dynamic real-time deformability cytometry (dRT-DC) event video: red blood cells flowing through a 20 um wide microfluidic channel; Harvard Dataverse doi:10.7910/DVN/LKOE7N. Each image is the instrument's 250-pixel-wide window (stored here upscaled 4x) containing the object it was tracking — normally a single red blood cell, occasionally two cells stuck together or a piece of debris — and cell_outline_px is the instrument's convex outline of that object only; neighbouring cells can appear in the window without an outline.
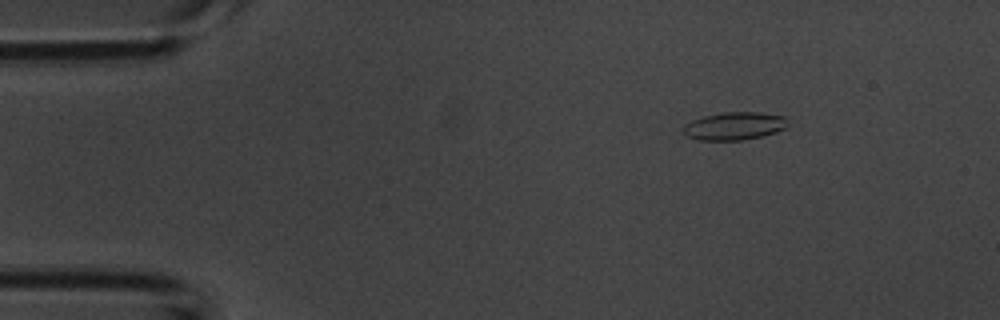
{"species": "common noctule bat (a hibernating species)", "species_latin": "Nyctalus noctula", "temperature_condition": "room temperature", "stored_images_in_passage": 54, "camera_frame_rate_fps": 3000, "um_per_image_px": 0.085, "animal": {"sex": "male", "body_mass_g": 20.1, "forearm_length_mm": 53.5}, "frame": {"image": 1, "passage_image": 8, "time_ms": 2.333, "image_size_px": [1000, 320], "cell_outline_px": [[784, 128], [776, 132], [744, 140], [696, 140], [684, 136], [680, 128], [684, 124], [692, 120], [704, 116], [724, 112], [760, 112], [784, 116]], "centroid_in_image_um": [62.3, 10.72], "position_along_channel_um": 22.7, "area_um2": 16.99}}
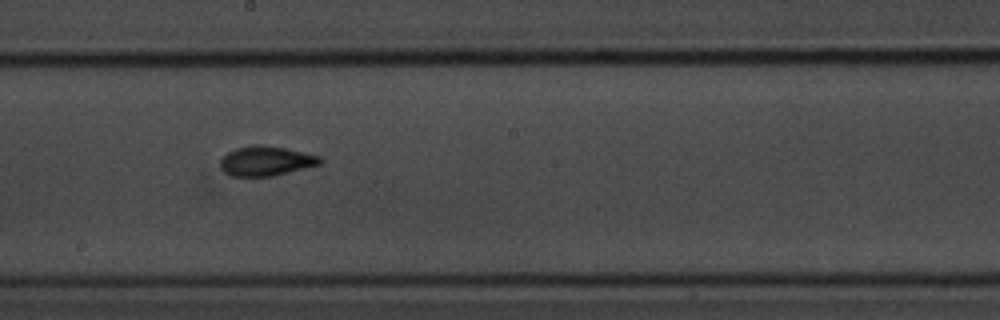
{"frame": {"image": 2, "passage_image": 30, "time_ms": 9.667, "image_size_px": [1000, 320], "cell_outline_px": [[324, 160], [320, 164], [272, 176], [232, 176], [224, 172], [220, 168], [220, 160], [228, 152], [236, 148], [256, 144], [260, 144], [284, 148], [304, 152], [320, 156]], "centroid_in_image_um": [22.6, 13.68], "position_along_channel_um": 225.6, "area_um2": 17.17}}
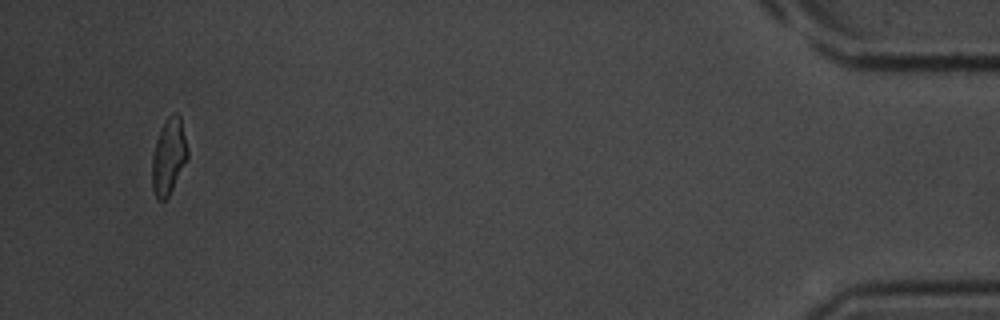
{"frame": {"image": 3, "passage_image": 52, "time_ms": 17.0, "image_size_px": [1000, 320], "cell_outline_px": [[188, 156], [168, 196], [164, 200], [156, 200], [152, 188], [152, 156], [156, 140], [160, 128], [168, 116], [172, 112], [176, 112], [180, 116], [188, 148]], "centroid_in_image_um": [14.32, 13.26], "position_along_channel_um": 420.9, "area_um2": 15.66}, "authors_computed_cell_mechanics": {"area_um2": 16.5597, "velocity_mm_per_s": 3.7325, "shape_relaxation_time_tau1_ms": 3.6619, "shape_relaxation_time_tau2_ms": 2.2252, "deformation_change_tau1": 0.1262, "deformation_change_tau2": 0.085}}